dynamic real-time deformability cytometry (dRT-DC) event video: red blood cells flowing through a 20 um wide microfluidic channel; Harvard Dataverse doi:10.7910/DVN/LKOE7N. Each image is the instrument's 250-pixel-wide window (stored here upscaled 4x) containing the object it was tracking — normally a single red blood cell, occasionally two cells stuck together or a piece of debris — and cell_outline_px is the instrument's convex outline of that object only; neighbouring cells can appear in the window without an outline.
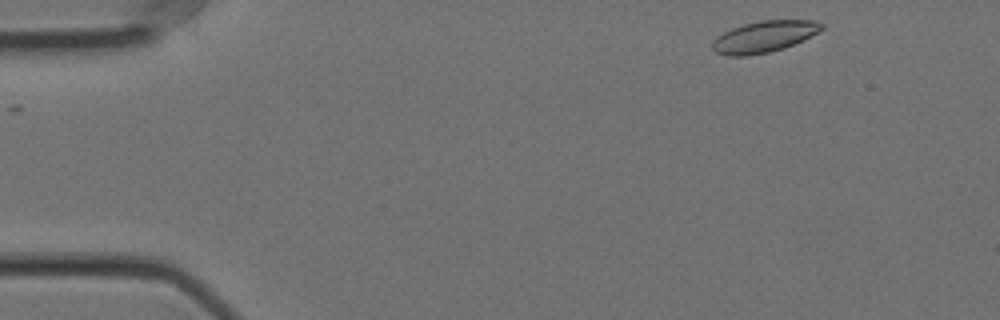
{"species": "Egyptian fruit bat (a non-hibernating species)", "species_latin": "Rousettus aegyptiacus", "temperature_condition": "cold", "stored_images_in_passage": 53, "camera_frame_rate_fps": 3000, "um_per_image_px": 0.085, "animal": {"sex": "female"}, "frame": {"image": 1, "passage_image": 2, "time_ms": 0.333, "image_size_px": [1000, 320], "cell_outline_px": [[824, 28], [820, 32], [804, 40], [784, 48], [768, 52], [748, 56], [728, 56], [716, 52], [712, 48], [712, 40], [716, 36], [732, 28], [744, 24], [760, 20], [816, 20], [824, 24]], "centroid_in_image_um": [64.97, 3.11], "position_along_channel_um": 20.0, "area_um2": 20.23}}
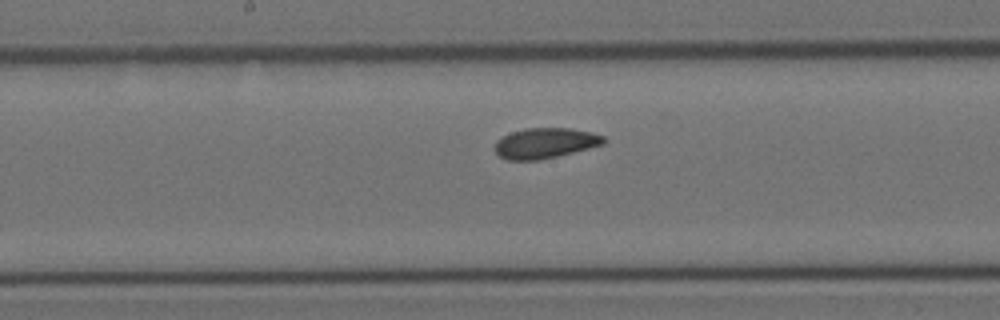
{"frame": {"image": 2, "passage_image": 25, "time_ms": 8.0, "image_size_px": [1000, 320], "cell_outline_px": [[608, 140], [604, 144], [540, 160], [508, 160], [500, 156], [496, 152], [496, 140], [512, 132], [528, 128], [568, 128], [592, 132], [604, 136]], "centroid_in_image_um": [46.37, 12.16], "position_along_channel_um": 201.8, "area_um2": 19.07}}
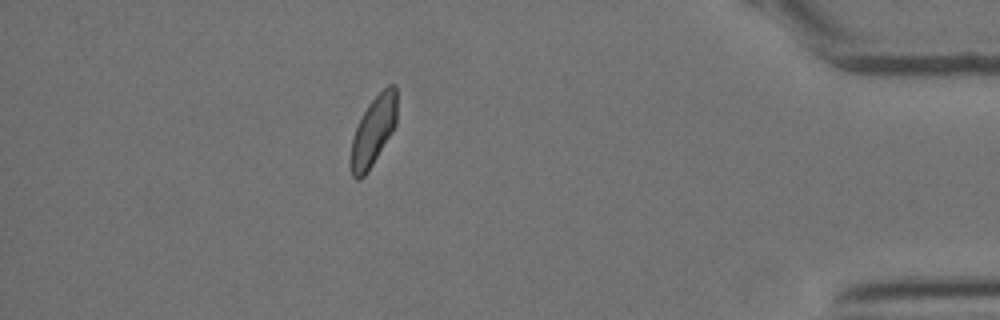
{"frame": {"image": 3, "passage_image": 46, "time_ms": 15.0, "image_size_px": [1000, 320], "cell_outline_px": [[396, 124], [392, 132], [368, 172], [360, 180], [356, 180], [352, 176], [348, 160], [352, 140], [356, 128], [368, 104], [388, 84], [396, 84]], "centroid_in_image_um": [31.71, 11.19], "position_along_channel_um": 403.5, "area_um2": 18.73}, "authors_computed_cell_mechanics": {"area_um2": 19.4208, "velocity_mm_per_s": 3.527, "shape_relaxation_time_tau1_ms": 5.6679, "shape_relaxation_time_tau2_ms": 2.4553, "deformation_change_tau1": 0.1061, "deformation_change_tau2": 0.0527}}